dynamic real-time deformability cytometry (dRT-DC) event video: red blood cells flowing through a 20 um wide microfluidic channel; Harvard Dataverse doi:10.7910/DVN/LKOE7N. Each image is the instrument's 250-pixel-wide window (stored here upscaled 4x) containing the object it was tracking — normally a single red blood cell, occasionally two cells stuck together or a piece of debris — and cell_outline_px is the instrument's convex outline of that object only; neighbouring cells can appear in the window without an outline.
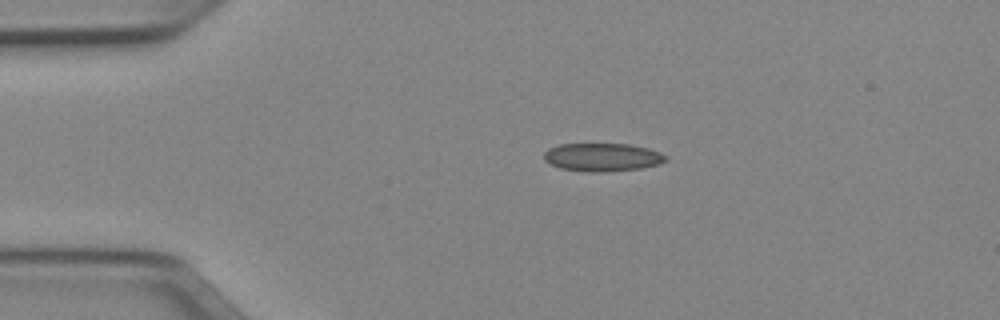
{"species": "Egyptian fruit bat (a non-hibernating species)", "species_latin": "Rousettus aegyptiacus", "temperature_condition": "cold", "stored_images_in_passage": 41, "camera_frame_rate_fps": 3000, "um_per_image_px": 0.085, "animal": {"sex": "female"}, "frame": {"image": 1, "passage_image": 1, "time_ms": 0.0, "image_size_px": [1000, 320], "cell_outline_px": [[668, 160], [660, 164], [640, 168], [600, 172], [588, 172], [560, 168], [548, 164], [544, 160], [544, 152], [548, 148], [556, 144], [628, 144], [648, 148], [660, 152], [668, 156]], "centroid_in_image_um": [51.18, 13.36], "position_along_channel_um": 33.8, "area_um2": 20.17}}
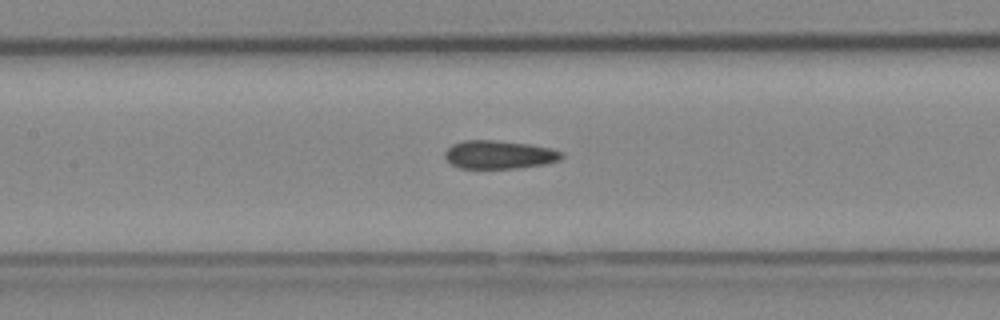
{"frame": {"image": 2, "passage_image": 14, "time_ms": 4.333, "image_size_px": [1000, 320], "cell_outline_px": [[564, 156], [560, 160], [544, 164], [520, 168], [460, 168], [452, 164], [444, 156], [444, 152], [452, 144], [464, 140], [492, 140], [532, 144], [552, 148], [564, 152]], "centroid_in_image_um": [42.47, 13.14], "position_along_channel_um": 164.9, "area_um2": 19.42}}
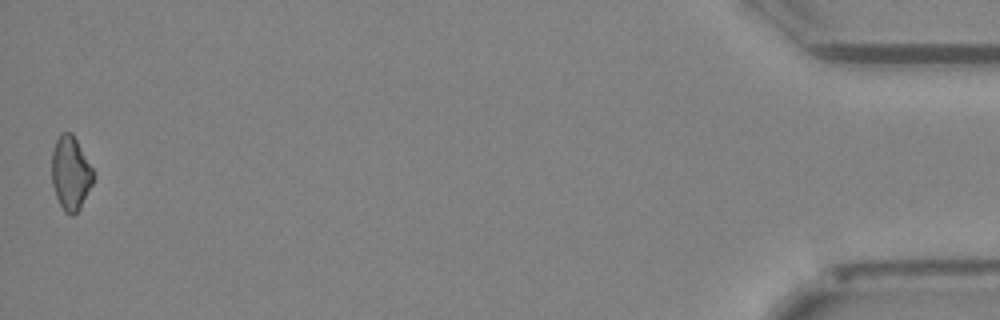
{"frame": {"image": 3, "passage_image": 41, "time_ms": 13.333, "image_size_px": [1000, 320], "cell_outline_px": [[96, 172], [92, 184], [80, 208], [72, 216], [64, 212], [56, 196], [52, 184], [52, 152], [56, 140], [60, 132], [72, 132]], "centroid_in_image_um": [6.02, 14.69], "position_along_channel_um": 429.2, "area_um2": 18.09}, "authors_computed_cell_mechanics": {"area_um2": 19.4208, "velocity_mm_per_s": 3.9712, "shape_relaxation_time_tau1_ms": null, "shape_relaxation_time_tau2_ms": 4.7754, "deformation_change_tau1": null, "deformation_change_tau2": 0.102}}